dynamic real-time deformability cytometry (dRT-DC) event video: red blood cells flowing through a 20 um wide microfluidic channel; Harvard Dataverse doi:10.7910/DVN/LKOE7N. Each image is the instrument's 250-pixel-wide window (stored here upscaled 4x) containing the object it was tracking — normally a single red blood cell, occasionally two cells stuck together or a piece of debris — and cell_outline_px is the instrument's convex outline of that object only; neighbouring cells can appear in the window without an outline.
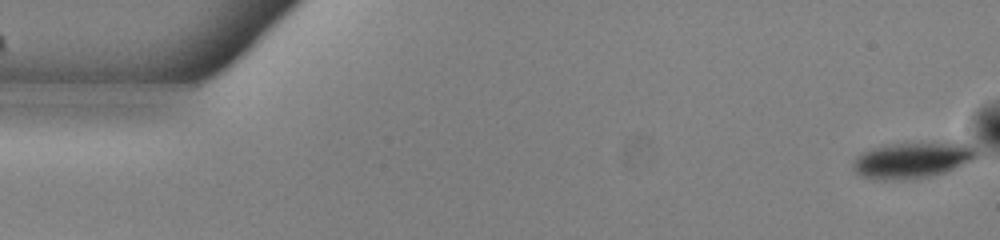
{"species": "common noctule bat (a hibernating species)", "species_latin": "Nyctalus noctula", "temperature_condition": "warm", "stored_images_in_passage": 53, "camera_frame_rate_fps": 3000, "um_per_image_px": 0.085, "animal": {"sex": "male", "body_mass_g": 13.0, "forearm_length_mm": 53.1}, "frame": {"image": 1, "passage_image": 1, "time_ms": 0.0, "image_size_px": [1000, 240], "cell_outline_px": [[976, 156], [972, 160], [944, 172], [932, 176], [904, 180], [872, 180], [860, 176], [852, 168], [852, 160], [860, 152], [872, 148], [892, 144], [968, 144], [976, 152]], "centroid_in_image_um": [77.4, 13.66], "position_along_channel_um": 7.6, "area_um2": 25.49}}
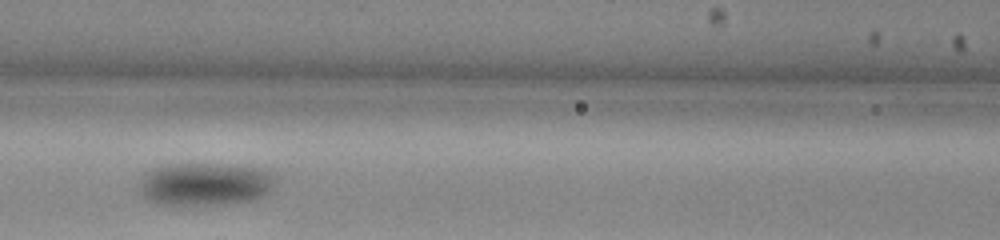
{"frame": {"image": 2, "passage_image": 23, "time_ms": 7.333, "image_size_px": [1000, 240], "cell_outline_px": [[272, 188], [264, 196], [252, 200], [212, 204], [156, 204], [140, 196], [140, 180], [144, 172], [152, 168], [168, 164], [208, 164], [256, 168], [272, 172]], "centroid_in_image_um": [17.33, 15.65], "position_along_channel_um": 149.3, "area_um2": 33.58}}
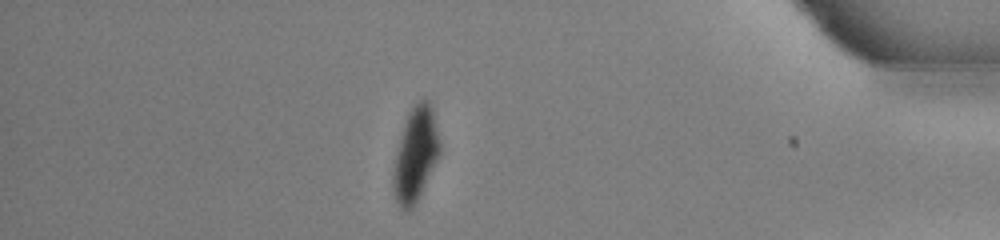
{"frame": {"image": 3, "passage_image": 46, "time_ms": 15.0, "image_size_px": [1000, 240], "cell_outline_px": [[440, 152], [420, 196], [412, 208], [408, 212], [400, 208], [396, 200], [392, 184], [392, 180], [396, 152], [404, 124], [408, 112], [420, 100], [428, 100], [432, 104], [440, 140]], "centroid_in_image_um": [35.32, 13.13], "position_along_channel_um": 399.9, "area_um2": 25.32}, "authors_computed_cell_mechanics": {"area_um2": 29.3046, "velocity_mm_per_s": 3.8389, "shape_relaxation_time_tau1_ms": 3.1828, "shape_relaxation_time_tau2_ms": null, "deformation_change_tau1": 0.0974, "deformation_change_tau2": null}}